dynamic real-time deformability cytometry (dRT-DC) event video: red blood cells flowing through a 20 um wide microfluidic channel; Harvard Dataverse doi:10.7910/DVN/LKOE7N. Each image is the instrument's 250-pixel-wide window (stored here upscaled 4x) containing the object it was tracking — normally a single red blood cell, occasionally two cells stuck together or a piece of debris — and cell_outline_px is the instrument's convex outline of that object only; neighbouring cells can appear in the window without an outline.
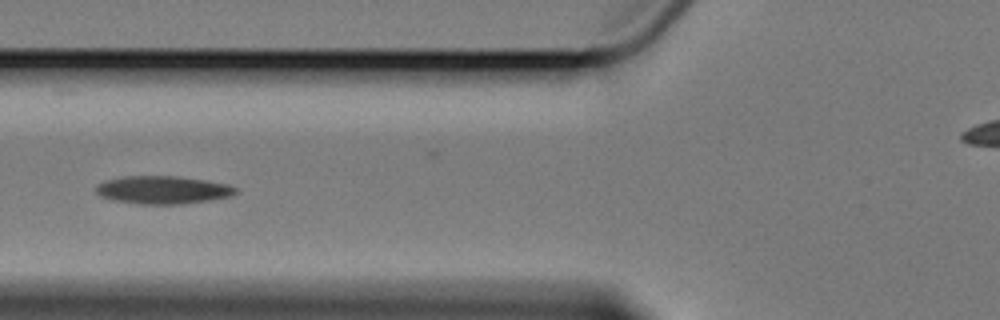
{"species": "Egyptian fruit bat (a non-hibernating species)", "species_latin": "Rousettus aegyptiacus", "temperature_condition": "cold", "stored_images_in_passage": 16, "camera_frame_rate_fps": 3000, "um_per_image_px": 0.085, "animal": {"sex": "female"}, "frame": {"image": 1, "passage_image": 5, "time_ms": 6.667, "image_size_px": [1000, 320], "cell_outline_px": [[240, 192], [232, 196], [212, 200], [180, 204], [140, 204], [112, 200], [100, 196], [96, 192], [96, 184], [108, 180], [124, 176], [176, 176], [204, 180], [228, 184], [236, 188]], "centroid_in_image_um": [13.87, 16.15], "position_along_channel_um": 111.9, "area_um2": 22.83}}
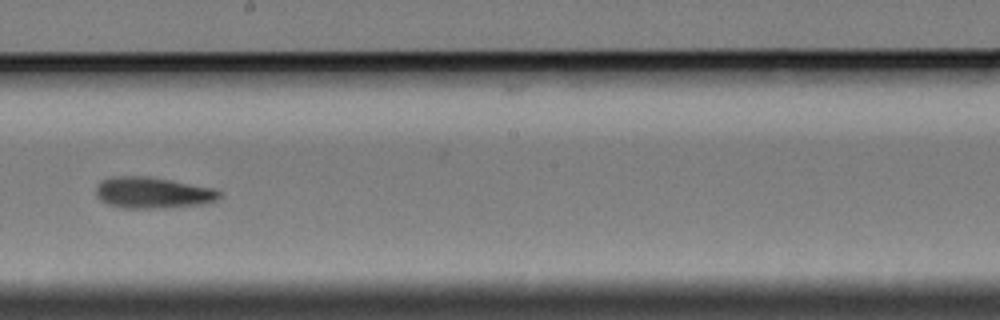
{"frame": {"image": 2, "passage_image": 8, "time_ms": 10.333, "image_size_px": [1000, 320], "cell_outline_px": [[220, 196], [216, 200], [208, 204], [168, 208], [120, 208], [108, 204], [100, 200], [96, 196], [96, 188], [100, 180], [112, 176], [148, 176], [220, 188]], "centroid_in_image_um": [13.03, 16.38], "position_along_channel_um": 235.2, "area_um2": 23.12}}
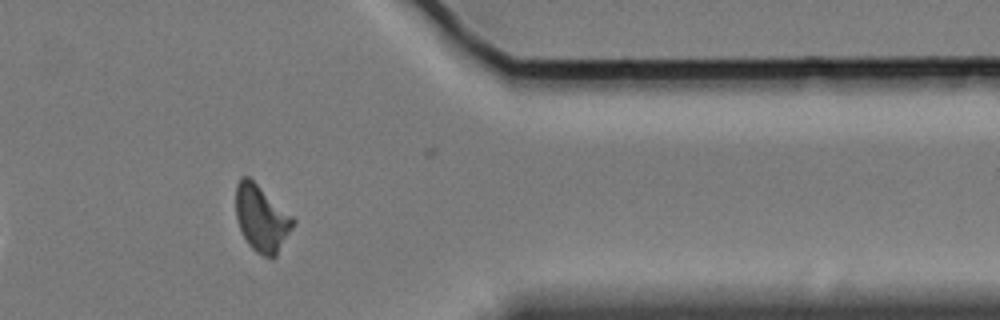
{"frame": {"image": 3, "passage_image": 12, "time_ms": 15.333, "image_size_px": [1000, 320], "cell_outline_px": [[296, 220], [292, 228], [276, 256], [272, 260], [256, 252], [248, 244], [240, 228], [236, 216], [236, 184], [240, 176], [248, 176], [292, 216]], "centroid_in_image_um": [22.22, 18.57], "position_along_channel_um": 389.2, "area_um2": 21.91}, "authors_computed_cell_mechanics": {"area_um2": 21.9929, "velocity_mm_per_s": 3.3569, "shape_relaxation_time_tau1_ms": 6.8252, "shape_relaxation_time_tau2_ms": 3.3502, "deformation_change_tau1": 0.1371, "deformation_change_tau2": 0.0808}}